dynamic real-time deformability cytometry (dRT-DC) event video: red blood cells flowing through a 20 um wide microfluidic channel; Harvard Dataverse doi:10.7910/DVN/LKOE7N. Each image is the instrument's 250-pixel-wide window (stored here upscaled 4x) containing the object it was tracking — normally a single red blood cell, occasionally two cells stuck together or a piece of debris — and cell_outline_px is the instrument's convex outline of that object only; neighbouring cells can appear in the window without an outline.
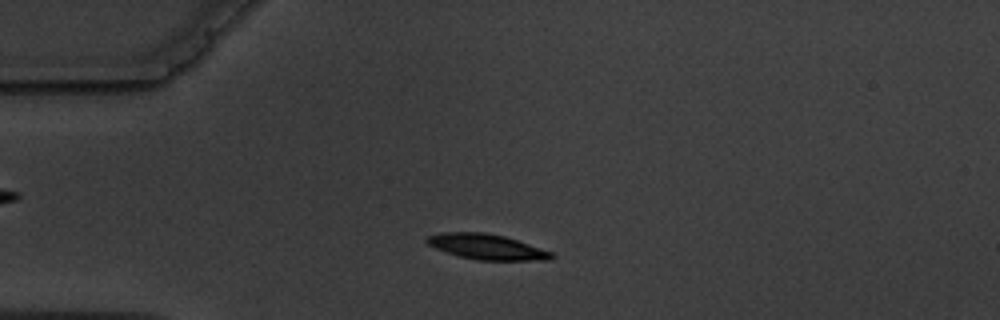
{"species": "common noctule bat (a hibernating species)", "species_latin": "Nyctalus noctula", "temperature_condition": "warm", "stored_images_in_passage": 4, "camera_frame_rate_fps": 3000, "um_per_image_px": 0.085, "animal": {"sex": "male", "body_mass_g": 19.5, "forearm_length_mm": 54.6}, "frame": {"image": 1, "passage_image": 2, "time_ms": 1.333, "image_size_px": [1000, 320], "cell_outline_px": [[556, 256], [552, 260], [476, 260], [460, 256], [436, 248], [428, 244], [424, 240], [428, 236], [440, 232], [484, 232], [504, 236], [552, 252]], "centroid_in_image_um": [41.38, 20.97], "position_along_channel_um": 43.6, "area_um2": 18.26}}
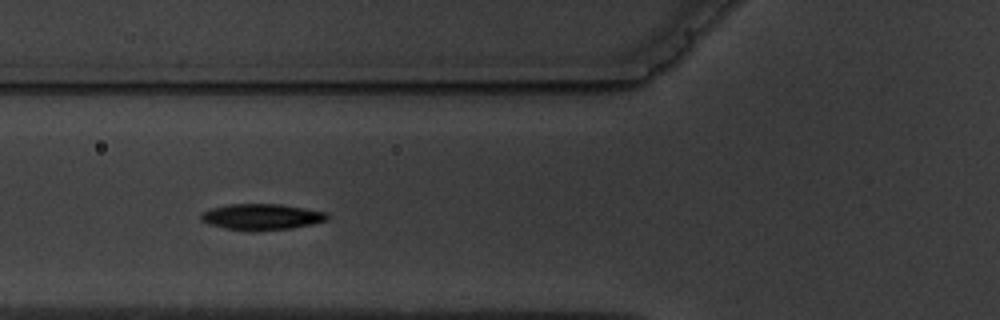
{"frame": {"image": 2, "passage_image": 4, "time_ms": 3.667, "image_size_px": [1000, 320], "cell_outline_px": [[328, 220], [312, 224], [292, 228], [224, 228], [208, 224], [200, 220], [200, 216], [204, 212], [212, 208], [232, 204], [280, 204], [328, 212]], "centroid_in_image_um": [22.28, 18.39], "position_along_channel_um": 103.5, "area_um2": 18.32}}